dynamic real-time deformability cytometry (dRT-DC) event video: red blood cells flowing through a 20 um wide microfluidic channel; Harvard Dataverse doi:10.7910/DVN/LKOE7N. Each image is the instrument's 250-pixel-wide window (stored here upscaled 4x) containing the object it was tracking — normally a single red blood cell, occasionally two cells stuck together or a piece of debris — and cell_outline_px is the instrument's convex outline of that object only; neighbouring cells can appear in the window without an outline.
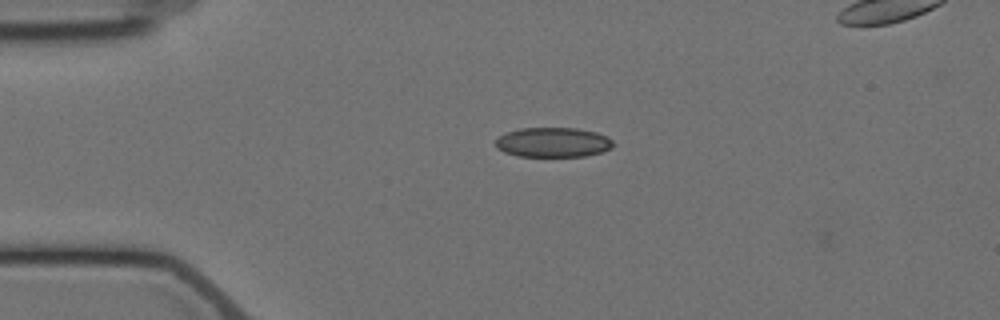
{"species": "Egyptian fruit bat (a non-hibernating species)", "species_latin": "Rousettus aegyptiacus", "temperature_condition": "cold", "stored_images_in_passage": 4, "segment_of_instrument_passage": [1, 2], "camera_frame_rate_fps": 3000, "um_per_image_px": 0.085, "animal": {"sex": "female"}, "frame": {"image": 1, "passage_image": 2, "time_ms": 1.0, "image_size_px": [1000, 320], "cell_outline_px": [[612, 148], [600, 152], [584, 156], [520, 156], [504, 152], [496, 148], [496, 140], [500, 136], [508, 132], [520, 128], [576, 128], [596, 132], [608, 136], [612, 140]], "centroid_in_image_um": [47.01, 12.09], "position_along_channel_um": 38.0, "area_um2": 20.23}}